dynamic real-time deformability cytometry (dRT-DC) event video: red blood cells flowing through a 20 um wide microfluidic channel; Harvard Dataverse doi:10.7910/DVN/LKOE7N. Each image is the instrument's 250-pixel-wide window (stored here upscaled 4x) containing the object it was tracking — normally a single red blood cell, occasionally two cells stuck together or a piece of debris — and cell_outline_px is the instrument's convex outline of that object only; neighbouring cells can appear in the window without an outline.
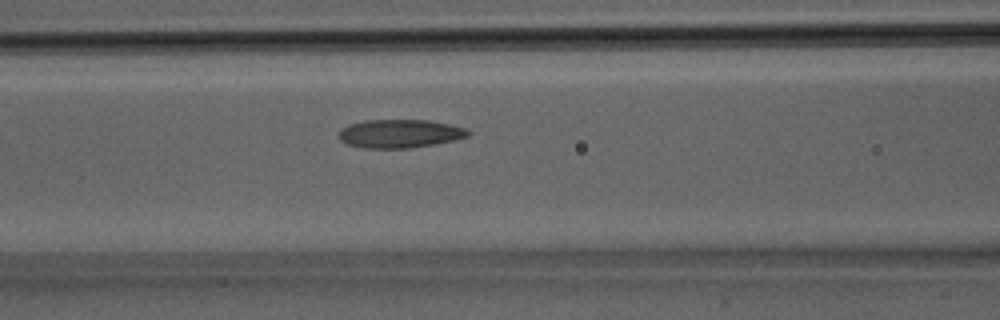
{"species": "Egyptian fruit bat (a non-hibernating species)", "species_latin": "Rousettus aegyptiacus", "temperature_condition": "room temperature", "stored_images_in_passage": 23, "camera_frame_rate_fps": 3000, "um_per_image_px": 0.085, "animal": {"sex": "male"}, "frame": {"image": 1, "passage_image": 5, "time_ms": 1.333, "image_size_px": [1000, 320], "cell_outline_px": [[472, 132], [468, 136], [436, 144], [408, 148], [364, 148], [348, 144], [340, 140], [340, 128], [348, 124], [364, 120], [428, 120], [448, 124], [464, 128]], "centroid_in_image_um": [33.96, 11.35], "position_along_channel_um": 132.6, "area_um2": 21.33}}
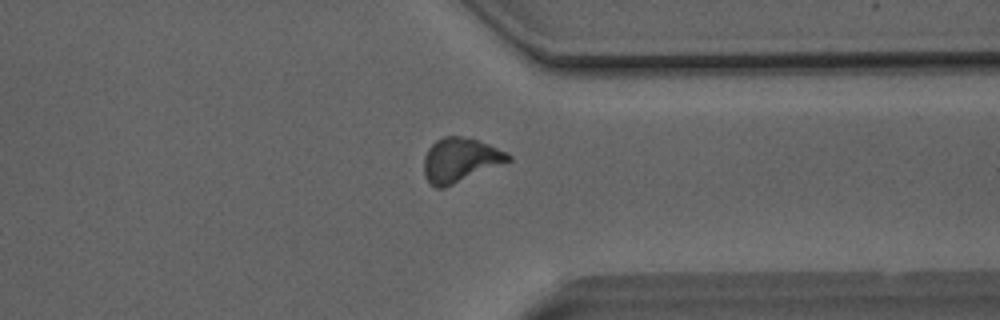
{"frame": {"image": 2, "passage_image": 16, "time_ms": 5.0, "image_size_px": [1000, 320], "cell_outline_px": [[512, 160], [444, 188], [436, 188], [424, 176], [424, 156], [428, 148], [436, 140], [444, 136], [460, 136], [476, 140], [488, 144], [508, 152], [512, 156]], "centroid_in_image_um": [39.11, 13.6], "position_along_channel_um": 372.3, "area_um2": 21.62}}
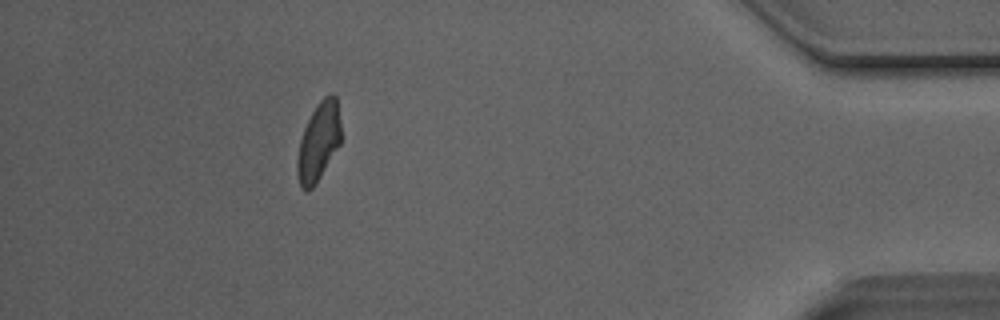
{"frame": {"image": 3, "passage_image": 20, "time_ms": 6.333, "image_size_px": [1000, 320], "cell_outline_px": [[340, 144], [320, 176], [312, 188], [300, 188], [296, 172], [296, 160], [300, 140], [304, 128], [316, 104], [324, 96], [332, 92], [336, 96], [340, 124]], "centroid_in_image_um": [27.06, 12.02], "position_along_channel_um": 408.1, "area_um2": 19.77}}